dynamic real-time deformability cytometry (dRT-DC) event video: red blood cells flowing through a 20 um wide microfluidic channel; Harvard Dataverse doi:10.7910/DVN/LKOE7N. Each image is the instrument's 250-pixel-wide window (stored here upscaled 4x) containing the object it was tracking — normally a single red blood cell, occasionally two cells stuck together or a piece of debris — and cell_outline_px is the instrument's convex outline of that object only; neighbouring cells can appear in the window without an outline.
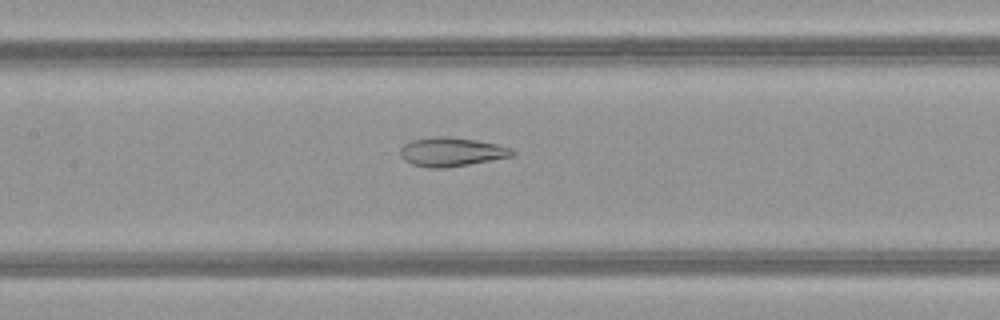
{"species": "common noctule bat (a hibernating species)", "species_latin": "Nyctalus noctula", "temperature_condition": "warm", "stored_images_in_passage": 24, "camera_frame_rate_fps": 3000, "um_per_image_px": 0.085, "animal": {"sex": "female", "body_mass_g": 21.9}, "frame": {"image": 1, "passage_image": 8, "time_ms": 2.333, "image_size_px": [1000, 320], "cell_outline_px": [[516, 152], [512, 156], [468, 164], [444, 168], [428, 168], [412, 164], [404, 160], [400, 156], [400, 148], [404, 144], [412, 140], [436, 136], [448, 136], [476, 140], [496, 144], [512, 148]], "centroid_in_image_um": [38.35, 12.91], "position_along_channel_um": 169.1, "area_um2": 18.84}}
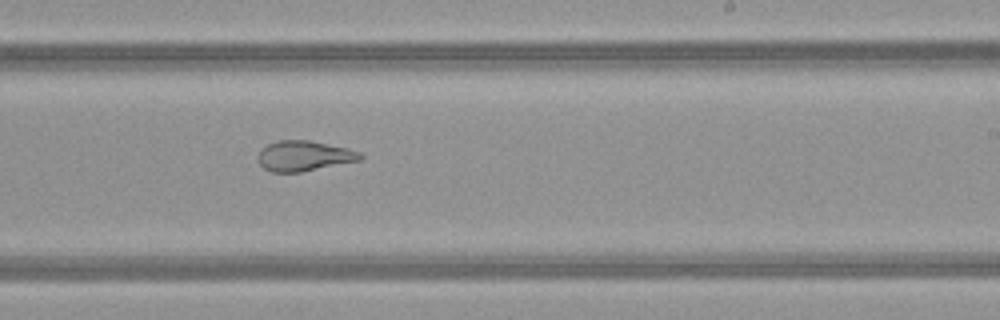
{"frame": {"image": 2, "passage_image": 15, "time_ms": 4.667, "image_size_px": [1000, 320], "cell_outline_px": [[364, 156], [360, 160], [300, 172], [272, 172], [264, 168], [256, 160], [256, 156], [260, 148], [268, 144], [280, 140], [312, 140], [348, 148], [360, 152]], "centroid_in_image_um": [25.81, 13.24], "position_along_channel_um": 263.2, "area_um2": 18.21}}
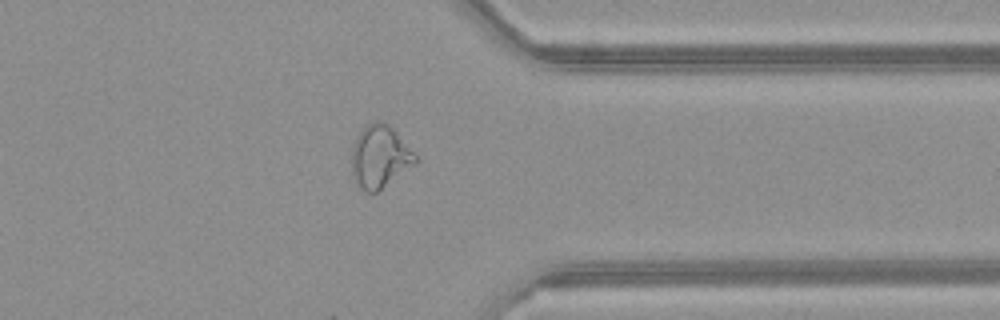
{"frame": {"image": 3, "passage_image": 24, "time_ms": 7.667, "image_size_px": [1000, 320], "cell_outline_px": [[420, 160], [416, 164], [376, 192], [364, 192], [360, 188], [352, 172], [352, 148], [360, 132], [368, 124], [376, 120], [384, 120], [396, 132]], "centroid_in_image_um": [32.3, 13.31], "position_along_channel_um": 379.1, "area_um2": 22.95}, "authors_computed_cell_mechanics": {"area_um2": 18.7272, "velocity_mm_per_s": 4.0484, "shape_relaxation_time_tau1_ms": null, "shape_relaxation_time_tau2_ms": 1.4829, "deformation_change_tau1": null, "deformation_change_tau2": 0.0729}}